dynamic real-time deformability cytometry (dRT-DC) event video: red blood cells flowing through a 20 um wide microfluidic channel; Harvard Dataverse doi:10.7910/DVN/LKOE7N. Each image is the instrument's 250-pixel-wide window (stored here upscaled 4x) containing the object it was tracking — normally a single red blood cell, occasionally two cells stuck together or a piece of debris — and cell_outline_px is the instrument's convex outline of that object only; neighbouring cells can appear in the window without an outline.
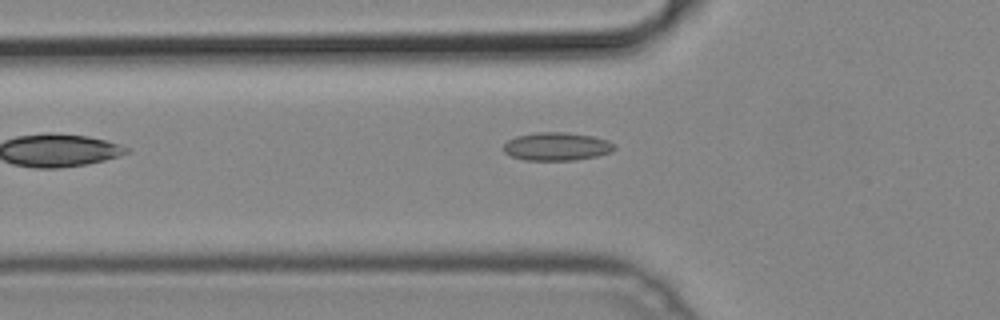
{"species": "common noctule bat (a hibernating species)", "species_latin": "Nyctalus noctula", "temperature_condition": "cold", "stored_images_in_passage": 35, "camera_frame_rate_fps": 3000, "um_per_image_px": 0.085, "animal": {"sex": "male", "body_mass_g": 19.2, "forearm_length_mm": 51.8}, "frame": {"image": 1, "passage_image": 2, "time_ms": 0.333, "image_size_px": [1000, 320], "cell_outline_px": [[616, 148], [612, 152], [596, 156], [576, 160], [524, 160], [512, 156], [504, 152], [504, 144], [508, 140], [516, 136], [536, 132], [564, 132], [592, 136], [608, 140], [616, 144]], "centroid_in_image_um": [47.35, 12.45], "position_along_channel_um": 78.5, "area_um2": 18.26}}
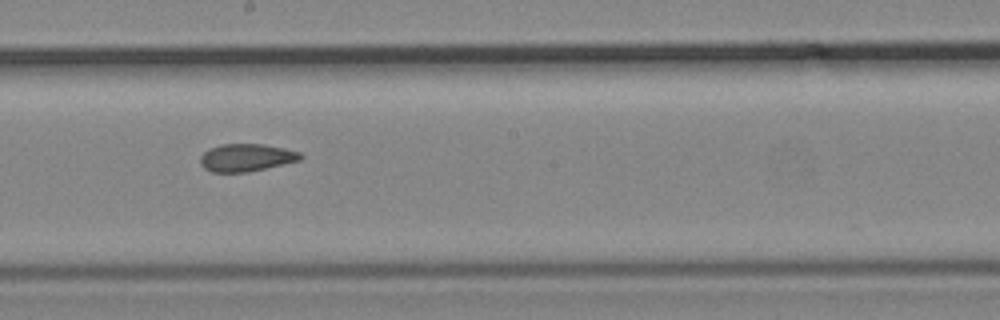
{"frame": {"image": 2, "passage_image": 13, "time_ms": 4.0, "image_size_px": [1000, 320], "cell_outline_px": [[304, 156], [300, 160], [284, 164], [248, 172], [212, 172], [204, 168], [200, 164], [200, 156], [208, 148], [220, 144], [264, 144], [284, 148], [300, 152]], "centroid_in_image_um": [20.92, 13.39], "position_along_channel_um": 227.3, "area_um2": 16.24}}
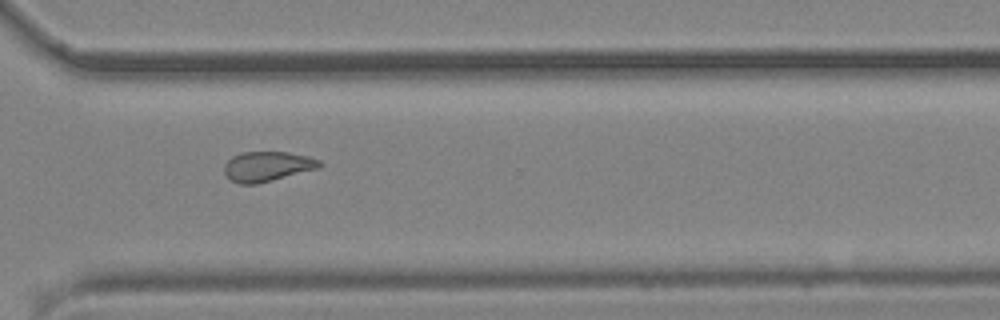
{"frame": {"image": 3, "passage_image": 22, "time_ms": 7.0, "image_size_px": [1000, 320], "cell_outline_px": [[324, 164], [320, 168], [256, 184], [240, 184], [232, 180], [224, 172], [224, 164], [232, 156], [240, 152], [288, 152], [308, 156], [320, 160]], "centroid_in_image_um": [22.74, 14.13], "position_along_channel_um": 347.9, "area_um2": 16.65}}